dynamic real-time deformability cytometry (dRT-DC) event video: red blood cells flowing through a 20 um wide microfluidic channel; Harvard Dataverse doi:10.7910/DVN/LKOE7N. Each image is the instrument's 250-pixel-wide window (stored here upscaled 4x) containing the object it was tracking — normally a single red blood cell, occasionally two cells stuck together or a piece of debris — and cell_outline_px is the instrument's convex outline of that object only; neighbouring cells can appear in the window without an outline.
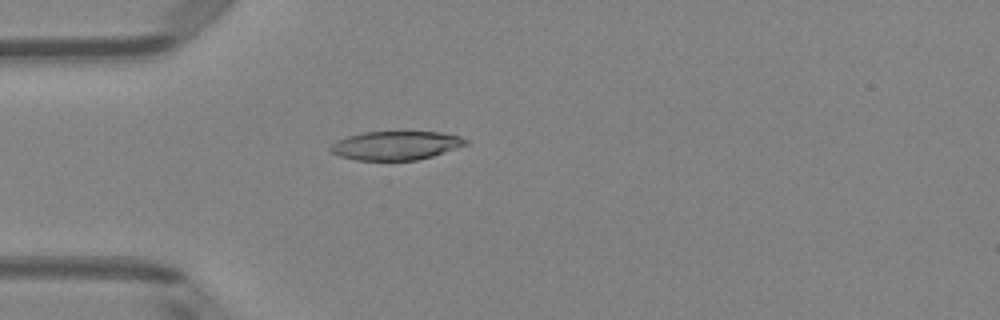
{"species": "Egyptian fruit bat (a non-hibernating species)", "species_latin": "Rousettus aegyptiacus", "temperature_condition": "room temperature", "stored_images_in_passage": 37, "camera_frame_rate_fps": 3000, "um_per_image_px": 0.085, "animal": {"sex": "female"}, "frame": {"image": 1, "passage_image": 1, "time_ms": 0.0, "image_size_px": [1000, 320], "cell_outline_px": [[468, 144], [432, 156], [416, 160], [356, 160], [340, 156], [332, 152], [328, 148], [336, 140], [360, 132], [440, 132], [460, 136], [468, 140]], "centroid_in_image_um": [33.63, 12.36], "position_along_channel_um": 51.4, "area_um2": 22.6}}
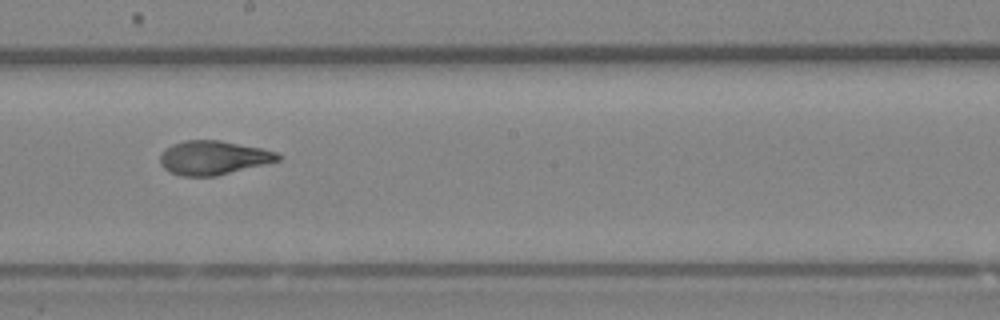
{"frame": {"image": 2, "passage_image": 15, "time_ms": 4.667, "image_size_px": [1000, 320], "cell_outline_px": [[280, 160], [216, 176], [180, 176], [168, 172], [160, 164], [160, 156], [172, 144], [184, 140], [220, 140], [260, 148], [276, 152], [280, 156]], "centroid_in_image_um": [18.1, 13.41], "position_along_channel_um": 230.1, "area_um2": 23.12}}
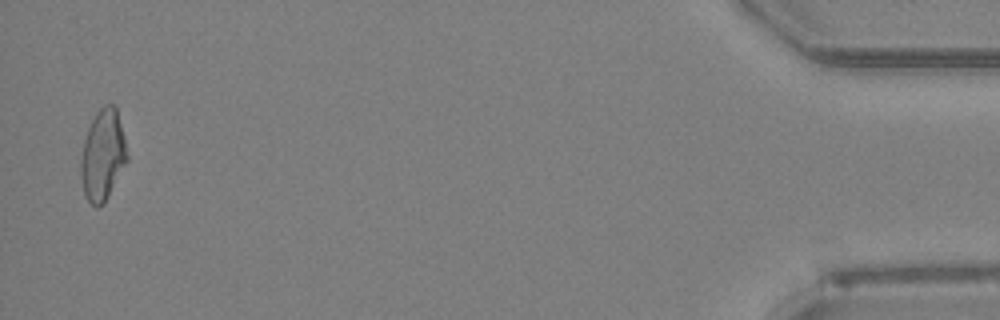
{"frame": {"image": 3, "passage_image": 36, "time_ms": 11.667, "image_size_px": [1000, 320], "cell_outline_px": [[128, 160], [104, 204], [96, 208], [84, 196], [80, 176], [80, 160], [84, 140], [88, 128], [96, 112], [104, 104], [116, 104], [128, 156]], "centroid_in_image_um": [8.72, 13.2], "position_along_channel_um": 426.5, "area_um2": 24.68}, "authors_computed_cell_mechanics": {"area_um2": 23.5246, "velocity_mm_per_s": 4.0567, "shape_relaxation_time_tau1_ms": 4.4864, "shape_relaxation_time_tau2_ms": 0.9964, "deformation_change_tau1": 0.1872, "deformation_change_tau2": 0.0513}}